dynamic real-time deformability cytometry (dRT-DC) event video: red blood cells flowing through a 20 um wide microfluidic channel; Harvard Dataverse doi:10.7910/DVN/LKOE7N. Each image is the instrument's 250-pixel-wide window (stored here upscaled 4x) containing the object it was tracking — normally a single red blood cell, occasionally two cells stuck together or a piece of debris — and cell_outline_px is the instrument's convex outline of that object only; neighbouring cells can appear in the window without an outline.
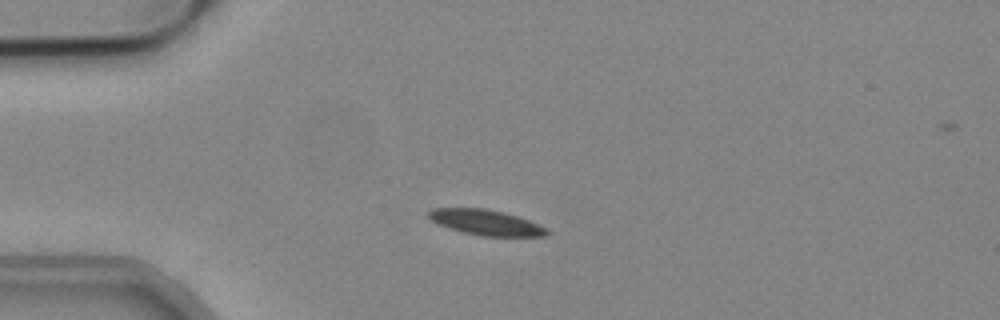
{"species": "common noctule bat (a hibernating species)", "species_latin": "Nyctalus noctula", "temperature_condition": "cold", "stored_images_in_passage": 52, "camera_frame_rate_fps": 3000, "um_per_image_px": 0.085, "animal": {"sex": "male", "body_mass_g": 19.2, "forearm_length_mm": 51.8}, "frame": {"image": 1, "passage_image": 10, "time_ms": 3.0, "image_size_px": [1000, 320], "cell_outline_px": [[552, 232], [548, 236], [484, 236], [464, 232], [440, 224], [432, 220], [428, 216], [428, 212], [432, 208], [484, 208], [504, 212], [528, 220], [548, 228]], "centroid_in_image_um": [41.38, 18.91], "position_along_channel_um": 43.6, "area_um2": 17.34}}
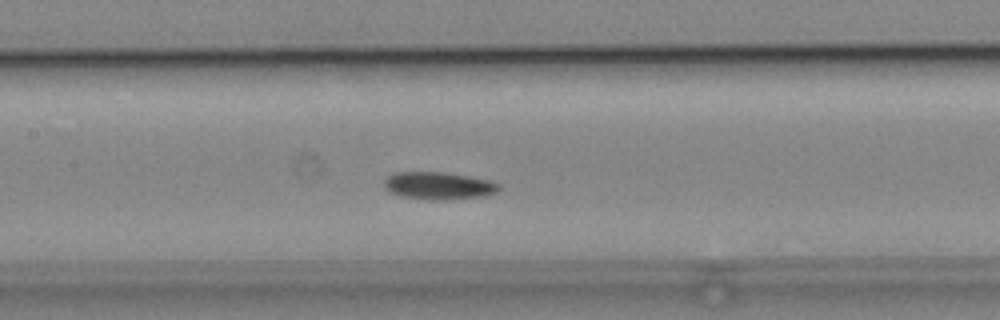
{"frame": {"image": 2, "passage_image": 22, "time_ms": 7.0, "image_size_px": [1000, 320], "cell_outline_px": [[500, 188], [496, 192], [484, 196], [444, 200], [428, 200], [400, 196], [388, 192], [384, 188], [384, 180], [392, 172], [444, 172], [468, 176], [488, 180], [500, 184]], "centroid_in_image_um": [37.23, 15.79], "position_along_channel_um": 170.2, "area_um2": 18.55}}
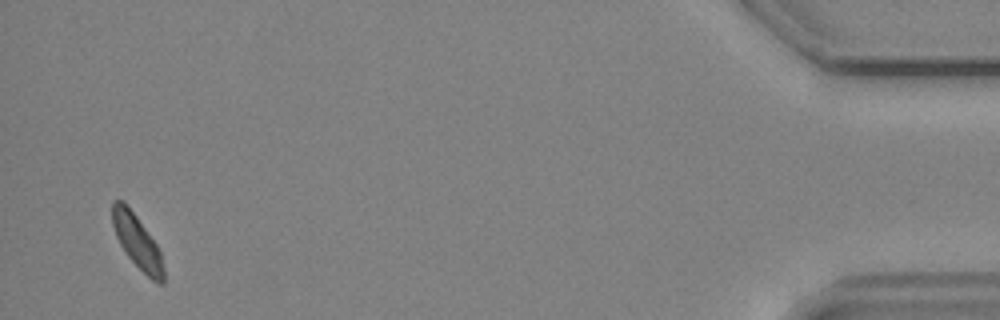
{"frame": {"image": 3, "passage_image": 49, "time_ms": 16.0, "image_size_px": [1000, 320], "cell_outline_px": [[164, 284], [160, 284], [152, 280], [128, 256], [120, 244], [116, 236], [112, 224], [112, 200], [120, 200], [136, 216], [156, 244], [160, 252], [164, 268]], "centroid_in_image_um": [11.66, 20.57], "position_along_channel_um": 423.5, "area_um2": 15.49}}